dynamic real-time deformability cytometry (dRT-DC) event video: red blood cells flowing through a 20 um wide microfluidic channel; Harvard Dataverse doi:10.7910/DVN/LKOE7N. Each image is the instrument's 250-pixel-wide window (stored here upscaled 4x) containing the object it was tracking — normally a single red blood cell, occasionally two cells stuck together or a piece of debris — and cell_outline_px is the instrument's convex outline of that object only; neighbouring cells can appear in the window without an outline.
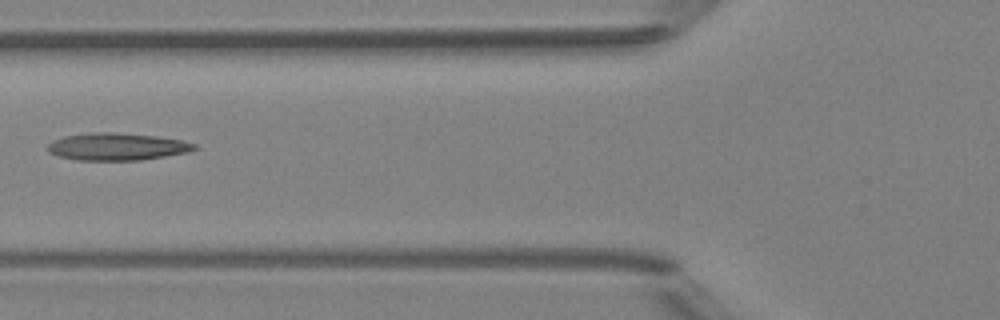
{"species": "Egyptian fruit bat (a non-hibernating species)", "species_latin": "Rousettus aegyptiacus", "temperature_condition": "room temperature", "stored_images_in_passage": 5, "camera_frame_rate_fps": 3000, "um_per_image_px": 0.085, "animal": {"sex": "female"}, "frame": {"image": 1, "passage_image": 5, "time_ms": 4.667, "image_size_px": [1000, 320], "cell_outline_px": [[196, 148], [188, 152], [140, 160], [76, 160], [60, 156], [48, 152], [48, 144], [52, 140], [64, 136], [92, 132], [112, 132], [156, 136], [184, 140], [196, 144]], "centroid_in_image_um": [9.94, 12.46], "position_along_channel_um": 115.9, "area_um2": 23.29}}